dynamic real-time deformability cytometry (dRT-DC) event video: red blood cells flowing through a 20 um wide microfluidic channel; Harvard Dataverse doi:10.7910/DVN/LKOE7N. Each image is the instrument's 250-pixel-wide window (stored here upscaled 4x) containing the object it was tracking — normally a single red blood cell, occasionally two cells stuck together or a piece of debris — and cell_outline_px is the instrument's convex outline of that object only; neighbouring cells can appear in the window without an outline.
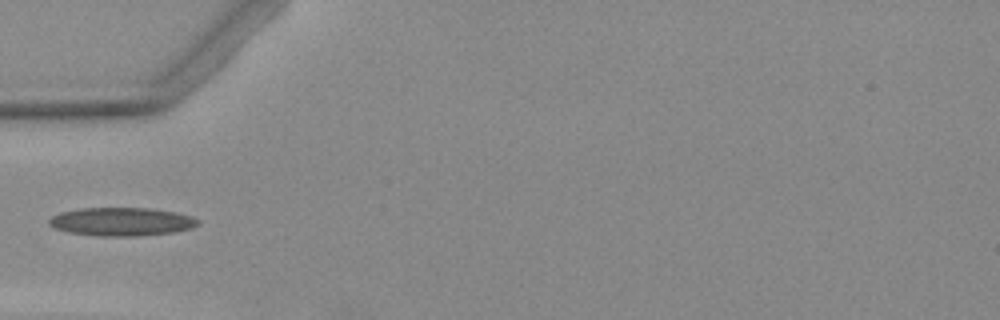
{"species": "Egyptian fruit bat (a non-hibernating species)", "species_latin": "Rousettus aegyptiacus", "temperature_condition": "warm", "stored_images_in_passage": 3, "camera_frame_rate_fps": 3000, "um_per_image_px": 0.085, "animal": {"sex": "female"}, "frame": {"image": 1, "passage_image": 3, "time_ms": 3.333, "image_size_px": [1000, 320], "cell_outline_px": [[200, 224], [192, 228], [176, 232], [140, 236], [100, 236], [68, 232], [56, 228], [48, 224], [48, 220], [52, 216], [60, 212], [84, 208], [148, 208], [176, 212], [192, 216], [200, 220]], "centroid_in_image_um": [10.38, 18.84], "position_along_channel_um": 74.6, "area_um2": 24.74}}